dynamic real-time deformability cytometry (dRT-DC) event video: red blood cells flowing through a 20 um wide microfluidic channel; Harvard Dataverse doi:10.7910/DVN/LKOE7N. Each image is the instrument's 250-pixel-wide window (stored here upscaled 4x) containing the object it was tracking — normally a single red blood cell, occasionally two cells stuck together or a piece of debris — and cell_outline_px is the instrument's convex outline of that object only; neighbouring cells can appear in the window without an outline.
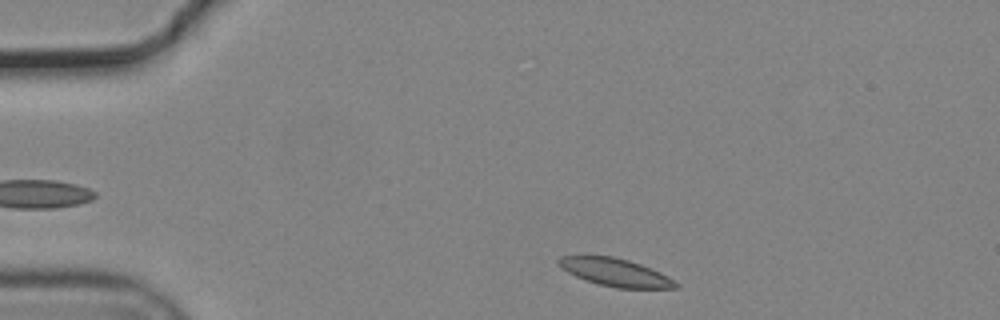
{"species": "common noctule bat (a hibernating species)", "species_latin": "Nyctalus noctula", "temperature_condition": "cold", "stored_images_in_passage": 39, "camera_frame_rate_fps": 3000, "um_per_image_px": 0.085, "animal": {"sex": "male", "body_mass_g": 19.2, "forearm_length_mm": 51.8}, "frame": {"image": 1, "passage_image": 2, "time_ms": 0.333, "image_size_px": [1000, 320], "cell_outline_px": [[680, 288], [616, 288], [600, 284], [576, 276], [568, 272], [556, 260], [560, 256], [584, 252], [612, 256], [628, 260], [652, 268], [668, 276], [680, 284]], "centroid_in_image_um": [52.27, 23.09], "position_along_channel_um": 32.7, "area_um2": 19.48}}
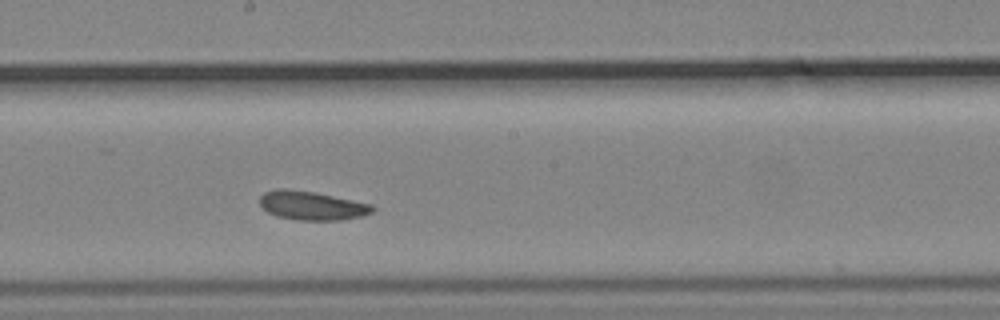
{"frame": {"image": 2, "passage_image": 22, "time_ms": 7.0, "image_size_px": [1000, 320], "cell_outline_px": [[376, 208], [372, 212], [360, 216], [340, 220], [296, 220], [276, 216], [268, 212], [260, 204], [260, 196], [264, 192], [276, 188], [288, 188], [312, 192], [372, 204]], "centroid_in_image_um": [26.47, 17.47], "position_along_channel_um": 221.7, "area_um2": 18.84}}
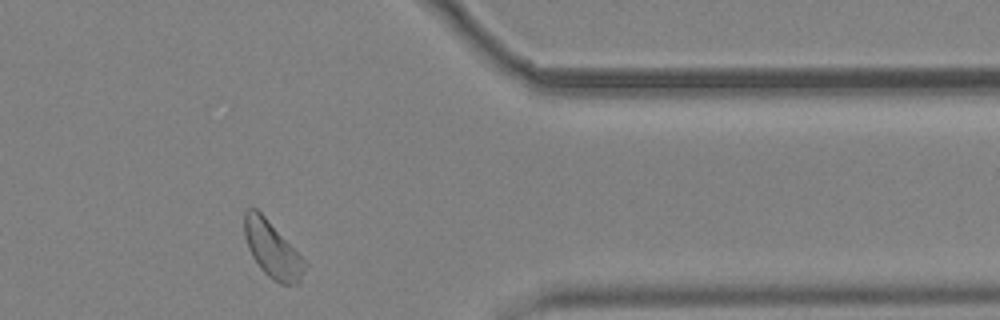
{"frame": {"image": 3, "passage_image": 37, "time_ms": 12.0, "image_size_px": [1000, 320], "cell_outline_px": [[308, 264], [300, 280], [296, 284], [280, 284], [268, 276], [260, 268], [252, 256], [248, 248], [244, 236], [244, 212], [248, 208], [256, 208], [264, 216]], "centroid_in_image_um": [23.12, 21.22], "position_along_channel_um": 388.3, "area_um2": 19.48}, "authors_computed_cell_mechanics": {"area_um2": 18.9584, "velocity_mm_per_s": 3.6607, "shape_relaxation_time_tau1_ms": null, "shape_relaxation_time_tau2_ms": 5.5559, "deformation_change_tau1": null, "deformation_change_tau2": 0.1253}}